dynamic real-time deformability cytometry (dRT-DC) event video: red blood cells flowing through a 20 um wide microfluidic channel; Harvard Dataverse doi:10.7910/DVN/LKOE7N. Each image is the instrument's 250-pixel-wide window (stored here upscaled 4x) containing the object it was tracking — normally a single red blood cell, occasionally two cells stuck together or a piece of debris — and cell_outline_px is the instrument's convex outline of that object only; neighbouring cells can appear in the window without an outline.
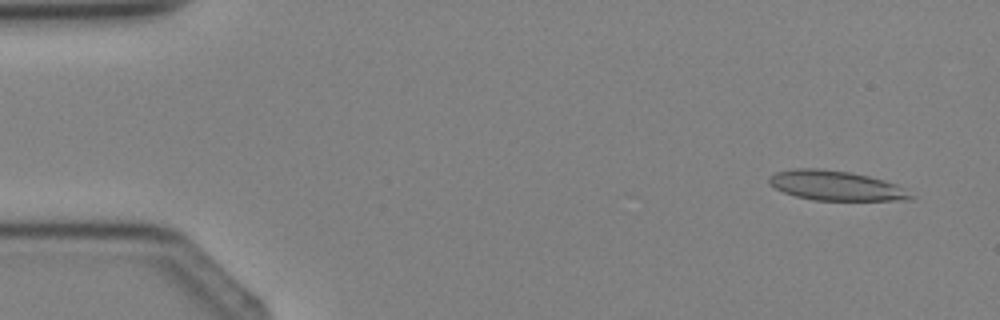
{"species": "Egyptian fruit bat (a non-hibernating species)", "species_latin": "Rousettus aegyptiacus", "temperature_condition": "cold", "stored_images_in_passage": 3, "camera_frame_rate_fps": 3000, "um_per_image_px": 0.085, "animal": {"sex": "female"}, "frame": {"image": 1, "passage_image": 1, "time_ms": 0.0, "image_size_px": [1000, 320], "cell_outline_px": [[916, 200], [812, 200], [796, 196], [784, 192], [776, 188], [768, 180], [768, 176], [776, 172], [792, 168], [820, 168], [848, 172], [868, 176], [884, 180], [896, 184], [916, 196]], "centroid_in_image_um": [71.08, 15.78], "position_along_channel_um": 13.9, "area_um2": 24.57}}
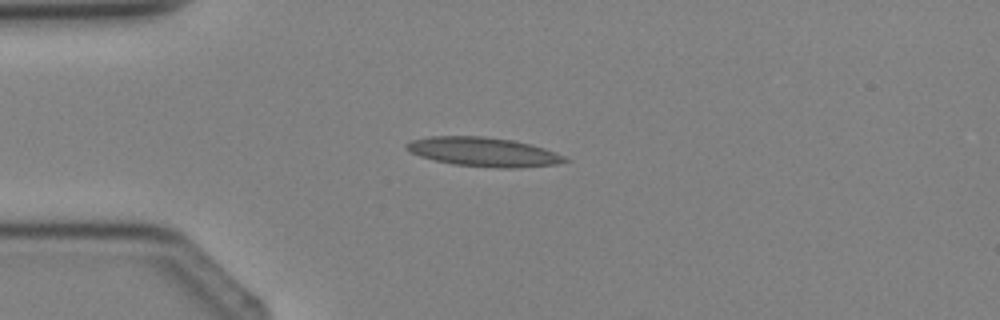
{"frame": {"image": 2, "passage_image": 3, "time_ms": 2.333, "image_size_px": [1000, 320], "cell_outline_px": [[572, 160], [556, 164], [516, 168], [504, 168], [452, 164], [420, 156], [412, 152], [404, 144], [412, 140], [428, 136], [484, 136], [512, 140], [532, 144], [556, 152]], "centroid_in_image_um": [41.14, 12.9], "position_along_channel_um": 43.9, "area_um2": 26.76}}